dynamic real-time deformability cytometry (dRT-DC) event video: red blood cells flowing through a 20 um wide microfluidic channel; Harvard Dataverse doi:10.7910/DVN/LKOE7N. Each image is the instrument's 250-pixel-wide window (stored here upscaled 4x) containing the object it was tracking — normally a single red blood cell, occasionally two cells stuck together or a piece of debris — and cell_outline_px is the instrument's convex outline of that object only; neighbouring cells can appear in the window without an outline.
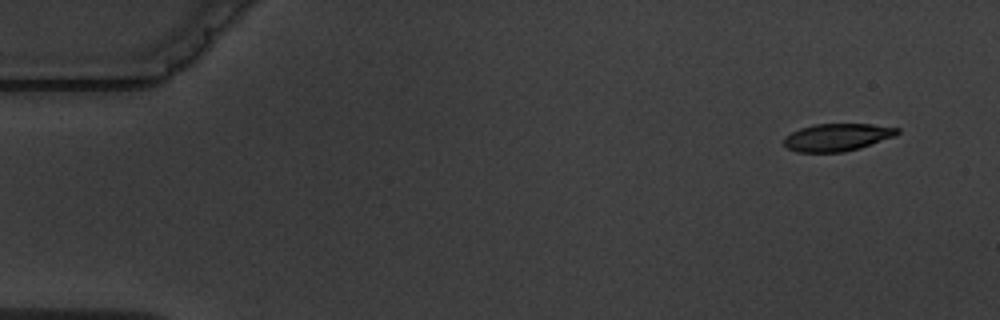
{"species": "common noctule bat (a hibernating species)", "species_latin": "Nyctalus noctula", "temperature_condition": "warm", "stored_images_in_passage": 4, "camera_frame_rate_fps": 3000, "um_per_image_px": 0.085, "animal": {"sex": "male", "body_mass_g": 19.5, "forearm_length_mm": 54.6}, "frame": {"image": 1, "passage_image": 1, "time_ms": 0.0, "image_size_px": [1000, 320], "cell_outline_px": [[900, 132], [896, 136], [860, 148], [844, 152], [796, 152], [788, 148], [784, 144], [784, 136], [800, 128], [812, 124], [872, 124], [900, 128]], "centroid_in_image_um": [71.18, 11.66], "position_along_channel_um": 13.8, "area_um2": 18.32}}
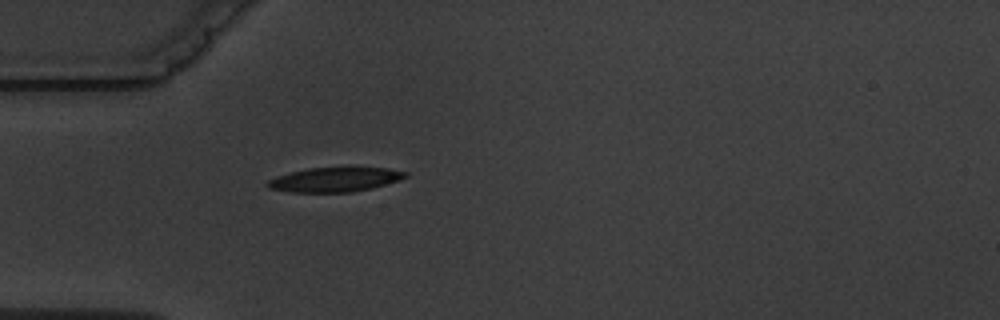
{"frame": {"image": 2, "passage_image": 4, "time_ms": 4.333, "image_size_px": [1000, 320], "cell_outline_px": [[408, 176], [400, 180], [372, 188], [352, 192], [292, 192], [268, 188], [264, 184], [268, 180], [276, 176], [308, 168], [344, 164], [352, 164], [388, 168], [408, 172]], "centroid_in_image_um": [28.53, 15.2], "position_along_channel_um": 56.5, "area_um2": 20.81}}